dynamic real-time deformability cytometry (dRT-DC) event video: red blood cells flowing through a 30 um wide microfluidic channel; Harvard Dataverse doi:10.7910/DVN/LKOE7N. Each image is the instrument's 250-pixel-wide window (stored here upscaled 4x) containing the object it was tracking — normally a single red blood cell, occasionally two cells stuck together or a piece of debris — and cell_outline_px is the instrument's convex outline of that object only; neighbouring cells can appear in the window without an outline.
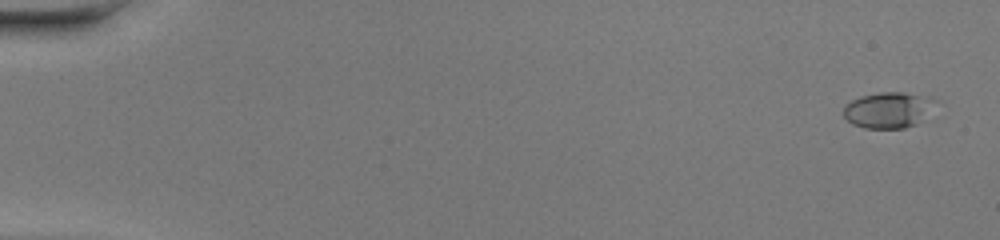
{"species": "common noctule bat (a hibernating species)", "species_latin": "Nyctalus noctula", "temperature_condition": "warm", "stored_images_in_passage": 49, "camera_frame_rate_fps": 3000, "um_per_image_px": 0.085, "animal": {"sex": "female", "body_mass_g": 20.0, "forearm_length_mm": 54.0}, "frame": {"image": 1, "passage_image": 2, "time_ms": 0.333, "image_size_px": [1000, 240], "cell_outline_px": [[936, 100], [916, 124], [904, 128], [864, 128], [852, 124], [844, 116], [844, 104], [860, 96], [880, 92], [904, 92], [932, 96]], "centroid_in_image_um": [75.45, 9.33], "position_along_channel_um": 9.6, "area_um2": 19.02}}
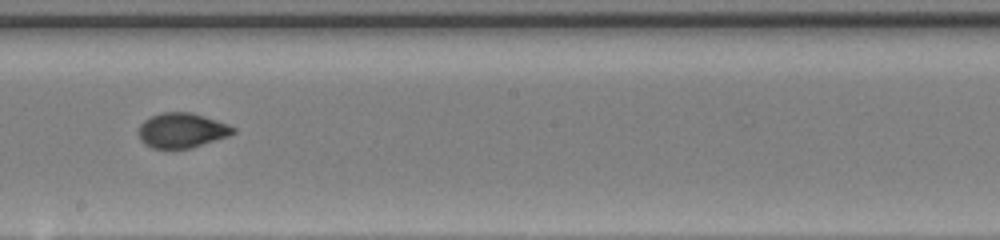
{"frame": {"image": 2, "passage_image": 29, "time_ms": 9.333, "image_size_px": [1000, 240], "cell_outline_px": [[236, 132], [228, 136], [192, 148], [152, 148], [144, 144], [140, 140], [140, 124], [144, 120], [160, 112], [192, 112], [228, 124], [236, 128]], "centroid_in_image_um": [15.47, 11.08], "position_along_channel_um": 232.7, "area_um2": 19.19}}
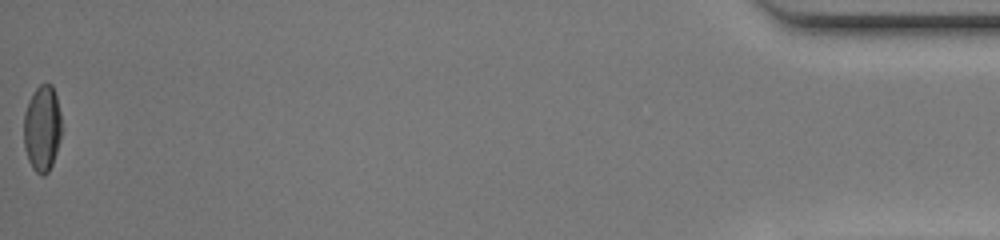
{"frame": {"image": 3, "passage_image": 49, "time_ms": 16.0, "image_size_px": [1000, 240], "cell_outline_px": [[64, 128], [52, 164], [48, 172], [44, 176], [40, 176], [32, 168], [28, 160], [24, 148], [24, 112], [28, 100], [32, 92], [40, 84], [52, 84], [56, 96]], "centroid_in_image_um": [3.6, 10.91], "position_along_channel_um": 431.6, "area_um2": 19.48}, "authors_computed_cell_mechanics": {"area_um2": 19.3052, "velocity_mm_per_s": 4.3428, "shape_relaxation_time_tau1_ms": 5.0981, "shape_relaxation_time_tau2_ms": 0.801, "deformation_change_tau1": 0.2177, "deformation_change_tau2": 0.051}}